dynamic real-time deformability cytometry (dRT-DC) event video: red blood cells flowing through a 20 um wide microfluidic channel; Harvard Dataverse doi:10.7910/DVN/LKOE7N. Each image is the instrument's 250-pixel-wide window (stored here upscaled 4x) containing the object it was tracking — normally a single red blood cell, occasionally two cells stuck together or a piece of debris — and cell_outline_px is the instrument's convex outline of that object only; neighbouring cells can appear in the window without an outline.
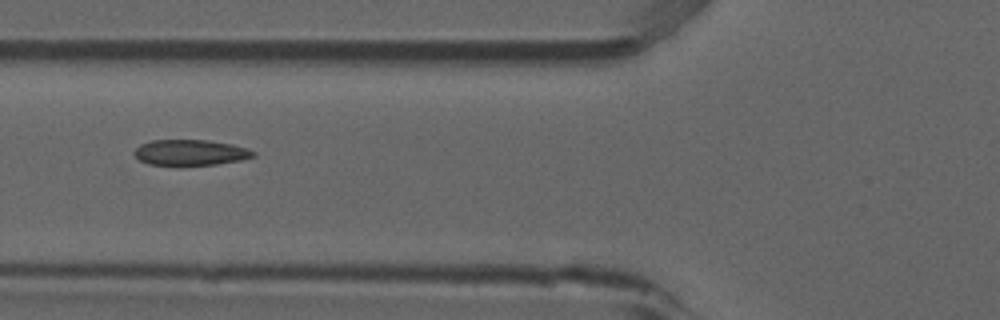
{"species": "common noctule bat (a hibernating species)", "species_latin": "Nyctalus noctula", "temperature_condition": "room temperature", "stored_images_in_passage": 4, "camera_frame_rate_fps": 3000, "um_per_image_px": 0.085, "animal": {"sex": "male", "forearm_length_mm": 52.5}, "frame": {"image": 1, "passage_image": 2, "time_ms": 0.333, "image_size_px": [1000, 320], "cell_outline_px": [[256, 156], [240, 160], [216, 164], [148, 164], [140, 160], [132, 152], [140, 144], [152, 140], [208, 140], [232, 144], [256, 152]], "centroid_in_image_um": [16.17, 12.94], "position_along_channel_um": 109.6, "area_um2": 17.51}}
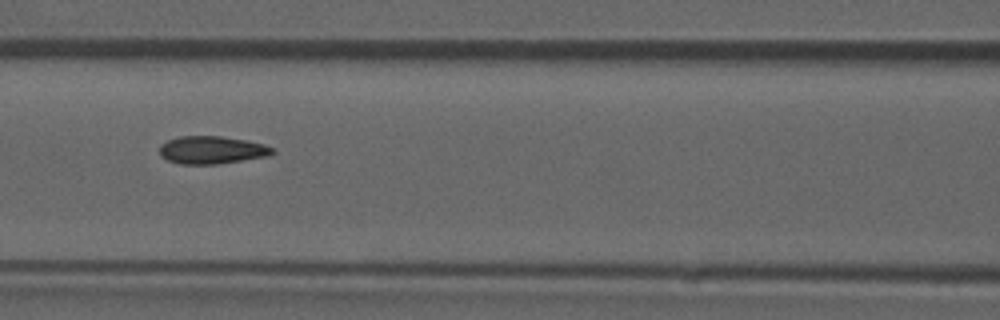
{"frame": {"image": 2, "passage_image": 3, "time_ms": 0.667, "image_size_px": [1000, 320], "cell_outline_px": [[276, 152], [272, 156], [216, 164], [180, 164], [168, 160], [160, 156], [160, 144], [168, 140], [180, 136], [220, 136], [244, 140], [264, 144], [272, 148]], "centroid_in_image_um": [18.02, 12.75], "position_along_channel_um": 148.6, "area_um2": 18.32}}